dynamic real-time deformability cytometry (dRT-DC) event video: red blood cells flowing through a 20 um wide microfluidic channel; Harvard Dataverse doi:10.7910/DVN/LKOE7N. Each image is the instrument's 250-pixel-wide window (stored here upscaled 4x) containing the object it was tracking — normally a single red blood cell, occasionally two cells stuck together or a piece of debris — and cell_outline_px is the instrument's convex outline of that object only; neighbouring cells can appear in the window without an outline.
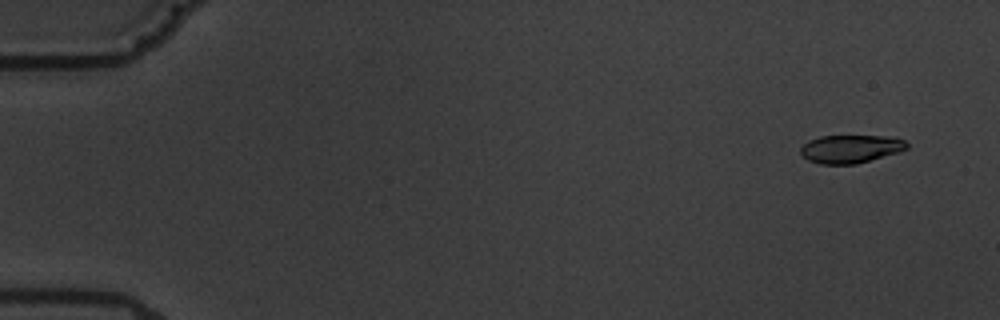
{"species": "common noctule bat (a hibernating species)", "species_latin": "Nyctalus noctula", "temperature_condition": "warm", "stored_images_in_passage": 5, "camera_frame_rate_fps": 3000, "um_per_image_px": 0.085, "animal": {"sex": "male", "body_mass_g": 19.5, "forearm_length_mm": 54.6}, "frame": {"image": 1, "passage_image": 1, "time_ms": 0.0, "image_size_px": [1000, 320], "cell_outline_px": [[908, 148], [900, 152], [856, 164], [820, 164], [808, 160], [800, 152], [800, 148], [808, 140], [820, 136], [896, 136], [904, 140], [908, 144]], "centroid_in_image_um": [72.33, 12.65], "position_along_channel_um": 12.7, "area_um2": 17.57}}
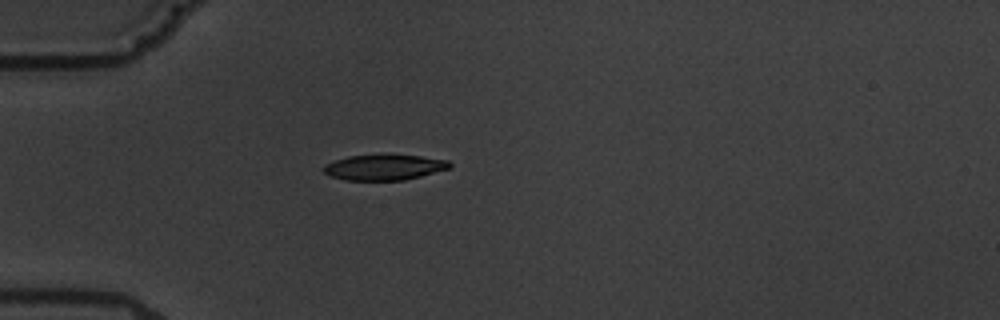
{"frame": {"image": 2, "passage_image": 5, "time_ms": 4.667, "image_size_px": [1000, 320], "cell_outline_px": [[452, 168], [404, 180], [344, 180], [332, 176], [324, 172], [324, 164], [348, 156], [420, 156], [448, 160], [452, 164]], "centroid_in_image_um": [32.69, 14.24], "position_along_channel_um": 52.3, "area_um2": 18.32}}